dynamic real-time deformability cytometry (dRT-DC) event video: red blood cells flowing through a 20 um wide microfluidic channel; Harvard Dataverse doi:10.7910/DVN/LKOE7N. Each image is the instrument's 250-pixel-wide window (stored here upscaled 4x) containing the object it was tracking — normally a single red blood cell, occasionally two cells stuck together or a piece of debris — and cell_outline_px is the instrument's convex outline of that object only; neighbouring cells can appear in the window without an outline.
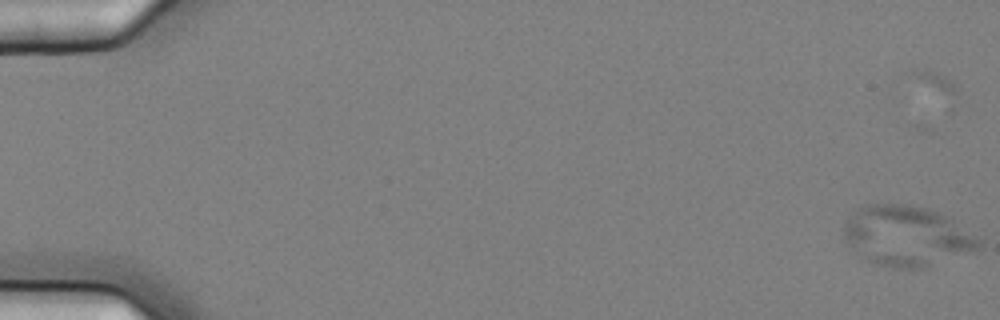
{"species": "common noctule bat (a hibernating species)", "species_latin": "Nyctalus noctula", "temperature_condition": "cold", "stored_images_in_passage": 6, "camera_frame_rate_fps": 3000, "um_per_image_px": 0.085, "animal": {"sex": "female", "body_mass_g": 25.1}, "frame": {"image": 1, "passage_image": 1, "time_ms": 0.0, "image_size_px": [1000, 320], "cell_outline_px": [[984, 240], [980, 248], [972, 252], [924, 268], [892, 268], [860, 260], [848, 244], [844, 236], [844, 224], [852, 212], [868, 204], [908, 204], [928, 208], [940, 212], [948, 216]], "centroid_in_image_um": [77.09, 20.07], "position_along_channel_um": 7.9, "area_um2": 48.21}}
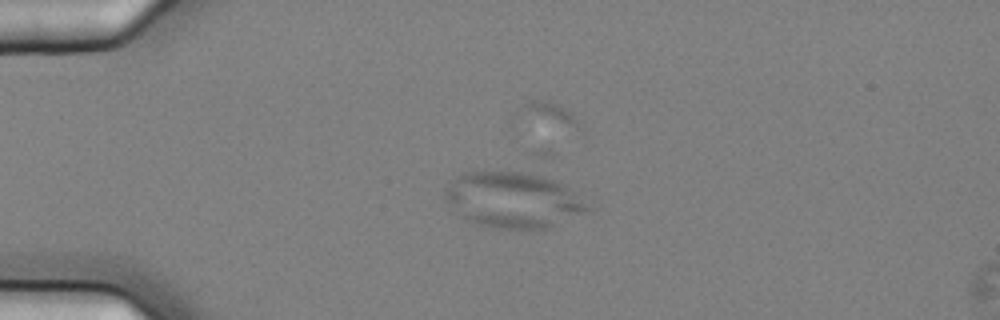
{"frame": {"image": 2, "passage_image": 5, "time_ms": 1.333, "image_size_px": [1000, 320], "cell_outline_px": [[592, 208], [544, 232], [496, 228], [472, 224], [444, 200], [444, 188], [452, 180], [464, 172], [520, 172], [544, 176], [568, 188]], "centroid_in_image_um": [43.59, 17.05], "position_along_channel_um": 41.4, "area_um2": 46.59}}